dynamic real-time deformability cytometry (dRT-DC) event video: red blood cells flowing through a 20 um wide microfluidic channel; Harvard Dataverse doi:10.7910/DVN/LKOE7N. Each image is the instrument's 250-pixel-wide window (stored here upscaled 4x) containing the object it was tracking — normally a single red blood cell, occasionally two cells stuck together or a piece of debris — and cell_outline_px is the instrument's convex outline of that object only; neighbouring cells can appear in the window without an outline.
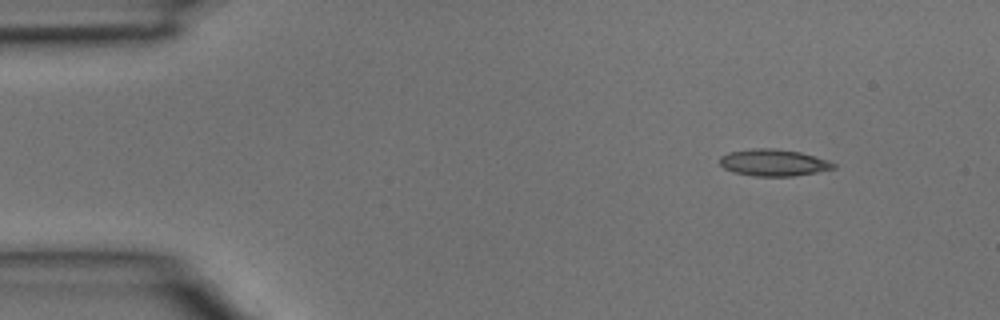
{"species": "common noctule bat (a hibernating species)", "species_latin": "Nyctalus noctula", "temperature_condition": "room temperature", "stored_images_in_passage": 3, "camera_frame_rate_fps": 3000, "um_per_image_px": 0.085, "animal": {"sex": "male", "body_mass_g": 15.6}, "frame": {"image": 1, "passage_image": 1, "time_ms": 0.0, "image_size_px": [1000, 320], "cell_outline_px": [[836, 168], [816, 172], [792, 176], [752, 176], [732, 172], [724, 168], [720, 164], [720, 156], [728, 152], [752, 148], [776, 148], [800, 152], [828, 160], [836, 164]], "centroid_in_image_um": [65.72, 13.82], "position_along_channel_um": 19.3, "area_um2": 17.86}}
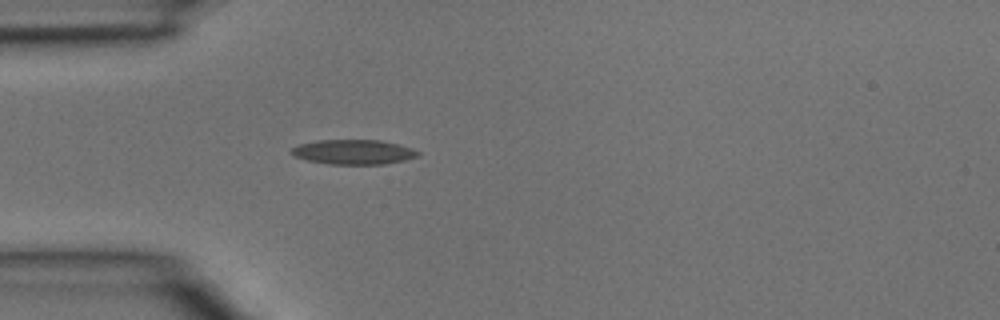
{"frame": {"image": 2, "passage_image": 3, "time_ms": 0.667, "image_size_px": [1000, 320], "cell_outline_px": [[420, 156], [404, 160], [384, 164], [328, 164], [308, 160], [296, 156], [288, 152], [292, 148], [300, 144], [320, 140], [380, 140], [412, 148], [420, 152]], "centroid_in_image_um": [30.06, 12.92], "position_along_channel_um": 54.9, "area_um2": 18.09}}